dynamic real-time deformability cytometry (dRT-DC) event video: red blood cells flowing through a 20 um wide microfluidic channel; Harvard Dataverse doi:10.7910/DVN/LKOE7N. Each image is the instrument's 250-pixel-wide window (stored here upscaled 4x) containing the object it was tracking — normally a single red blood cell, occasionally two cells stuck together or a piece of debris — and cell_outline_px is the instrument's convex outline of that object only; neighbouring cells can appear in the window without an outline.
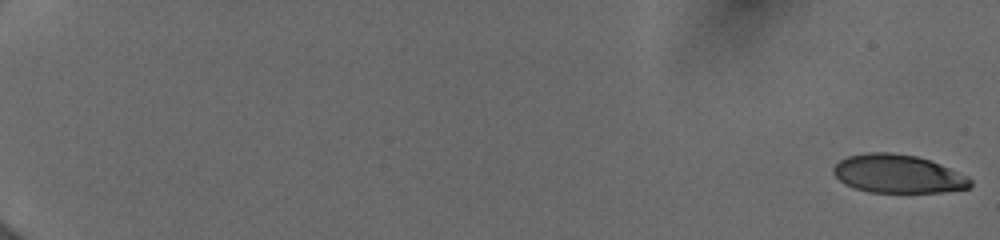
{"species": "human", "species_latin": "Homo sapiens", "temperature_condition": "cold", "stored_images_in_passage": 31, "camera_frame_rate_fps": 3000, "um_per_image_px": 0.085, "donor": {"sex": "female"}, "frame": {"image": 1, "passage_image": 1, "time_ms": 0.0, "image_size_px": [1000, 240], "cell_outline_px": [[972, 184], [968, 188], [944, 192], [868, 192], [844, 184], [832, 172], [832, 168], [840, 160], [848, 156], [864, 152], [892, 152], [916, 156], [940, 164], [968, 176], [972, 180]], "centroid_in_image_um": [76.31, 14.77], "position_along_channel_um": 8.7, "area_um2": 30.63}}
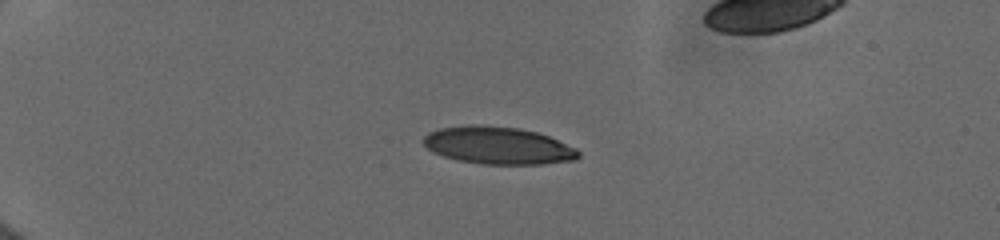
{"frame": {"image": 2, "passage_image": 30, "time_ms": 5.0, "image_size_px": [1000, 240], "cell_outline_px": [[580, 156], [576, 160], [540, 164], [484, 164], [456, 160], [432, 152], [424, 144], [424, 136], [428, 132], [440, 128], [468, 124], [472, 124], [516, 128], [536, 132], [548, 136], [576, 148], [580, 152]], "centroid_in_image_um": [42.32, 12.37], "position_along_channel_um": 42.7, "area_um2": 33.7}}